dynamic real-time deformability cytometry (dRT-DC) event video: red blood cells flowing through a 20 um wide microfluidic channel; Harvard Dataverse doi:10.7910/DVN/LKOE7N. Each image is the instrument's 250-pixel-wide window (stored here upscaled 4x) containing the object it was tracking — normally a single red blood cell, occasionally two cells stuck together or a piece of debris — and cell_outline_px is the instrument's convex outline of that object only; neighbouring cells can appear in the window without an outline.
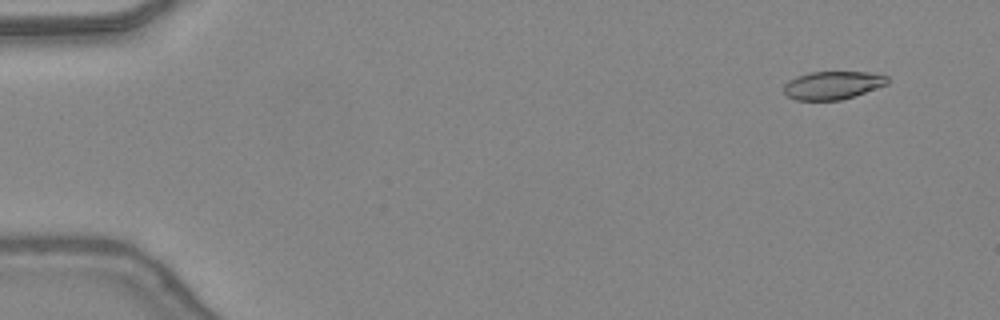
{"species": "common noctule bat (a hibernating species)", "species_latin": "Nyctalus noctula", "temperature_condition": "warm", "stored_images_in_passage": 44, "camera_frame_rate_fps": 3000, "um_per_image_px": 0.085, "animal": {"sex": "female", "body_mass_g": 24.6, "forearm_length_mm": 56.2}, "frame": {"image": 1, "passage_image": 4, "time_ms": 1.0, "image_size_px": [1000, 320], "cell_outline_px": [[888, 84], [840, 100], [796, 100], [788, 96], [784, 92], [784, 84], [788, 80], [796, 76], [812, 72], [868, 72], [888, 76]], "centroid_in_image_um": [70.75, 7.24], "position_along_channel_um": 14.2, "area_um2": 16.82}}
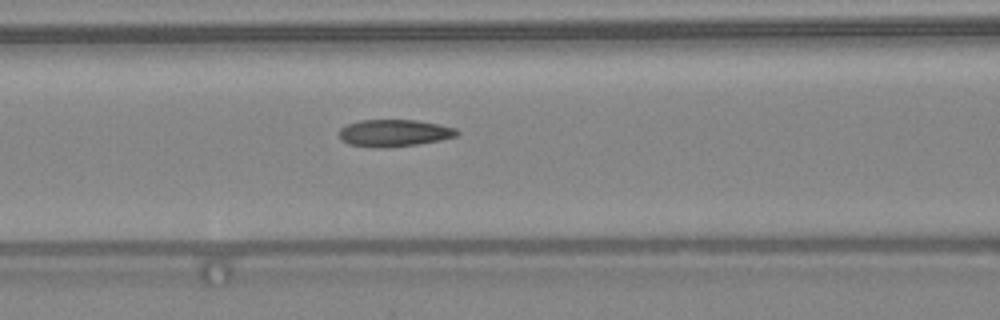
{"frame": {"image": 2, "passage_image": 21, "time_ms": 6.667, "image_size_px": [1000, 320], "cell_outline_px": [[460, 132], [456, 136], [440, 140], [420, 144], [384, 148], [372, 148], [348, 144], [340, 140], [340, 128], [348, 124], [360, 120], [416, 120], [440, 124], [456, 128]], "centroid_in_image_um": [33.5, 11.31], "position_along_channel_um": 133.1, "area_um2": 18.79}}
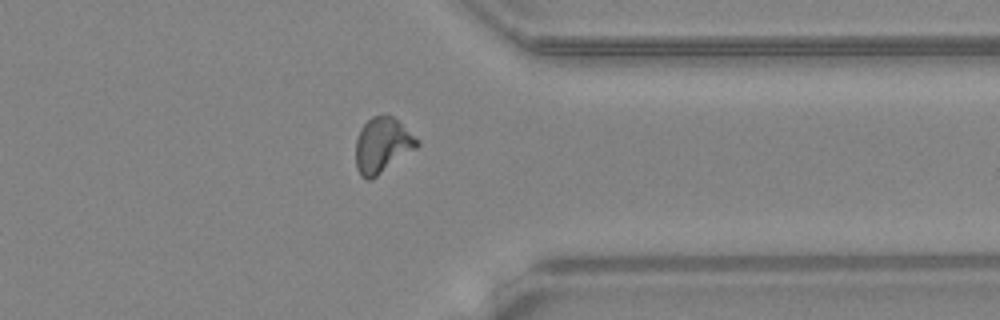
{"frame": {"image": 3, "passage_image": 38, "time_ms": 12.333, "image_size_px": [1000, 320], "cell_outline_px": [[420, 144], [416, 148], [372, 180], [368, 180], [360, 176], [356, 168], [356, 140], [360, 128], [372, 116], [392, 116], [420, 140]], "centroid_in_image_um": [32.49, 12.37], "position_along_channel_um": 378.9, "area_um2": 19.71}, "authors_computed_cell_mechanics": {"area_um2": 18.6116, "velocity_mm_per_s": 4.4335, "shape_relaxation_time_tau1_ms": null, "shape_relaxation_time_tau2_ms": 1.5863, "deformation_change_tau1": null, "deformation_change_tau2": 0.0707}}